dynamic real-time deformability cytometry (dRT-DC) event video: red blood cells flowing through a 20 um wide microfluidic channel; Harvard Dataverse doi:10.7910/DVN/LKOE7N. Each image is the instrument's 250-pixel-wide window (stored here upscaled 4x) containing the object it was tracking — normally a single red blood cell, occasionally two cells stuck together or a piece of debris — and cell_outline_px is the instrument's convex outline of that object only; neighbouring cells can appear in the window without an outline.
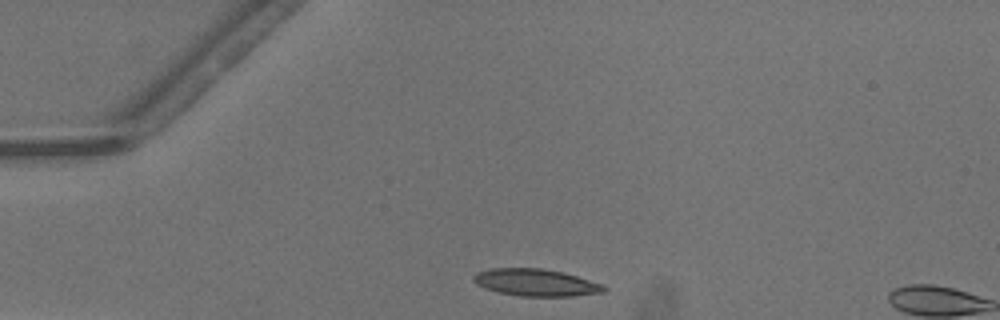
{"species": "common noctule bat (a hibernating species)", "species_latin": "Nyctalus noctula", "temperature_condition": "warm", "stored_images_in_passage": 28, "camera_frame_rate_fps": 3000, "um_per_image_px": 0.085, "animal": {"sex": "male", "body_mass_g": 13.3}, "frame": {"image": 1, "passage_image": 1, "time_ms": 0.0, "image_size_px": [1000, 320], "cell_outline_px": [[608, 292], [572, 296], [520, 296], [500, 292], [484, 288], [476, 284], [472, 280], [472, 276], [476, 272], [492, 268], [540, 268], [560, 272], [576, 276], [604, 284], [608, 288]], "centroid_in_image_um": [45.56, 24.02], "position_along_channel_um": 39.4, "area_um2": 20.69}}
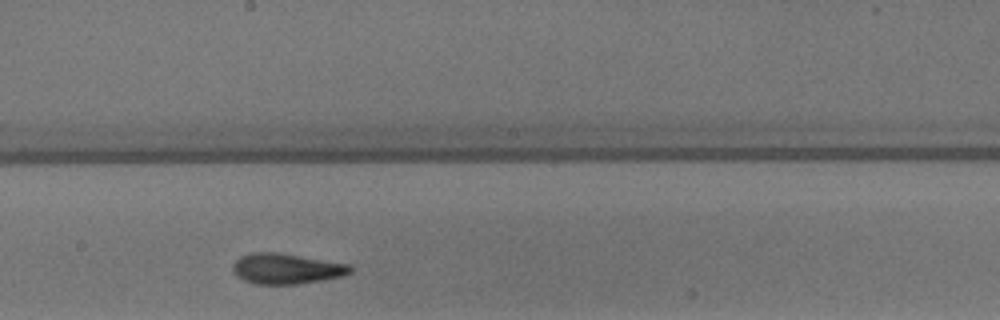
{"frame": {"image": 2, "passage_image": 17, "time_ms": 5.333, "image_size_px": [1000, 320], "cell_outline_px": [[352, 272], [340, 276], [324, 280], [296, 284], [256, 284], [244, 280], [236, 276], [232, 268], [232, 264], [240, 256], [252, 252], [280, 252], [352, 264]], "centroid_in_image_um": [24.35, 22.82], "position_along_channel_um": 223.8, "area_um2": 21.15}}
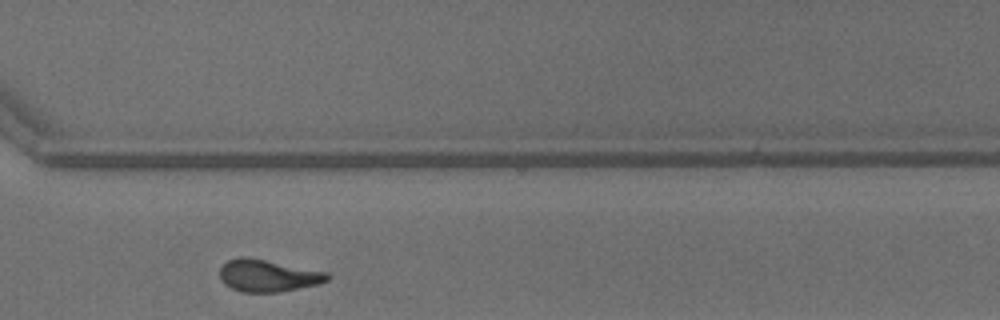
{"frame": {"image": 3, "passage_image": 26, "time_ms": 8.333, "image_size_px": [1000, 320], "cell_outline_px": [[332, 276], [328, 280], [316, 284], [280, 292], [240, 292], [224, 284], [220, 280], [220, 268], [228, 260], [240, 256], [244, 256], [328, 272]], "centroid_in_image_um": [22.75, 23.43], "position_along_channel_um": 347.8, "area_um2": 20.06}, "authors_computed_cell_mechanics": {"area_um2": 20.4901, "velocity_mm_per_s": 4.1536, "shape_relaxation_time_tau1_ms": 4.2058, "shape_relaxation_time_tau2_ms": 2.1438, "deformation_change_tau1": 0.1672, "deformation_change_tau2": 0.1118}}